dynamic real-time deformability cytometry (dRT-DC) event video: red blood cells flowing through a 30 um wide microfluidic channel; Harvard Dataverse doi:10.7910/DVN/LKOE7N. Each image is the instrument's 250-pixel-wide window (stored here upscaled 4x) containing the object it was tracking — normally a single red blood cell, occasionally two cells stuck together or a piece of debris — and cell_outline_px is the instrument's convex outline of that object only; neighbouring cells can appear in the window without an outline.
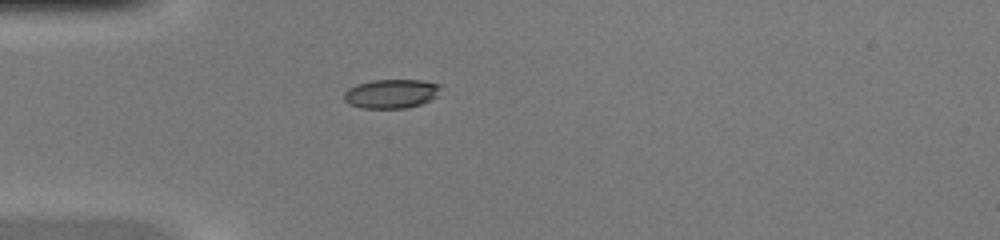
{"species": "common noctule bat (a hibernating species)", "species_latin": "Nyctalus noctula", "temperature_condition": "warm", "stored_images_in_passage": 33, "camera_frame_rate_fps": 3000, "um_per_image_px": 0.085, "animal": {"sex": "female", "body_mass_g": 20.0, "forearm_length_mm": 54.0}, "frame": {"image": 1, "passage_image": 1, "time_ms": 0.0, "image_size_px": [1000, 240], "cell_outline_px": [[444, 84], [436, 96], [420, 104], [404, 108], [360, 108], [348, 104], [344, 100], [344, 92], [348, 88], [356, 84], [372, 80], [420, 80]], "centroid_in_image_um": [33.24, 7.95], "position_along_channel_um": 51.8, "area_um2": 16.47}}
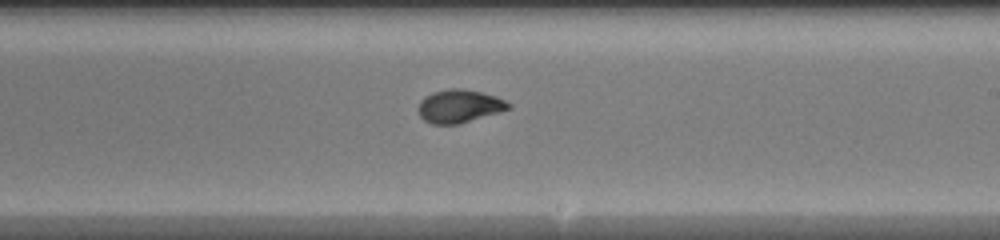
{"frame": {"image": 2, "passage_image": 15, "time_ms": 4.667, "image_size_px": [1000, 240], "cell_outline_px": [[512, 108], [500, 112], [460, 124], [432, 124], [424, 120], [420, 116], [416, 108], [420, 100], [424, 96], [432, 92], [448, 88], [460, 88], [480, 92], [496, 96], [512, 104]], "centroid_in_image_um": [39.02, 9.02], "position_along_channel_um": 250.0, "area_um2": 17.69}}
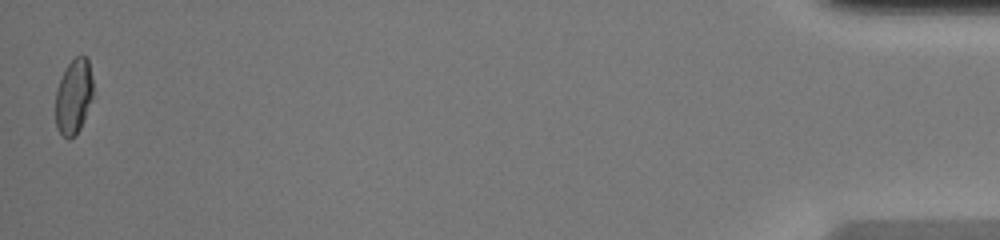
{"frame": {"image": 3, "passage_image": 33, "time_ms": 10.667, "image_size_px": [1000, 240], "cell_outline_px": [[92, 96], [84, 120], [80, 128], [68, 140], [56, 128], [56, 88], [68, 64], [76, 56], [88, 56], [92, 80]], "centroid_in_image_um": [6.26, 8.19], "position_along_channel_um": 428.9, "area_um2": 16.18}}